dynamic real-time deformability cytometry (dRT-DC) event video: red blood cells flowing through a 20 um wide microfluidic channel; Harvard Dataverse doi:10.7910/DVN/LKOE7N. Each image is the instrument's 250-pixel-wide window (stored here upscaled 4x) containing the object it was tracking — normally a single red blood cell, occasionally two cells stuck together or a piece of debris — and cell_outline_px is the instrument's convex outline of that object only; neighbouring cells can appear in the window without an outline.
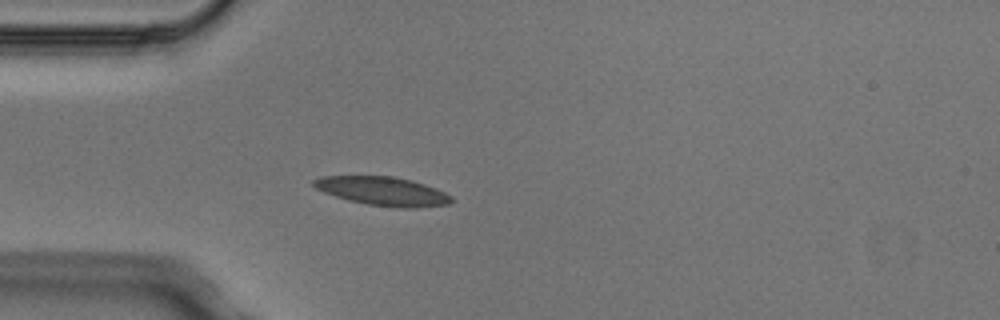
{"species": "Egyptian fruit bat (a non-hibernating species)", "species_latin": "Rousettus aegyptiacus", "temperature_condition": "cold", "stored_images_in_passage": 1, "camera_frame_rate_fps": 3000, "um_per_image_px": 0.085, "animal": {"sex": "male"}, "frame": {"image": 1, "passage_image": 1, "time_ms": 0.0, "image_size_px": [1000, 320], "cell_outline_px": [[452, 200], [448, 204], [416, 208], [400, 208], [368, 204], [348, 200], [324, 192], [316, 188], [312, 184], [312, 180], [320, 176], [392, 176], [412, 180], [436, 188], [452, 196]], "centroid_in_image_um": [32.53, 16.24], "position_along_channel_um": 52.5, "area_um2": 23.0}}